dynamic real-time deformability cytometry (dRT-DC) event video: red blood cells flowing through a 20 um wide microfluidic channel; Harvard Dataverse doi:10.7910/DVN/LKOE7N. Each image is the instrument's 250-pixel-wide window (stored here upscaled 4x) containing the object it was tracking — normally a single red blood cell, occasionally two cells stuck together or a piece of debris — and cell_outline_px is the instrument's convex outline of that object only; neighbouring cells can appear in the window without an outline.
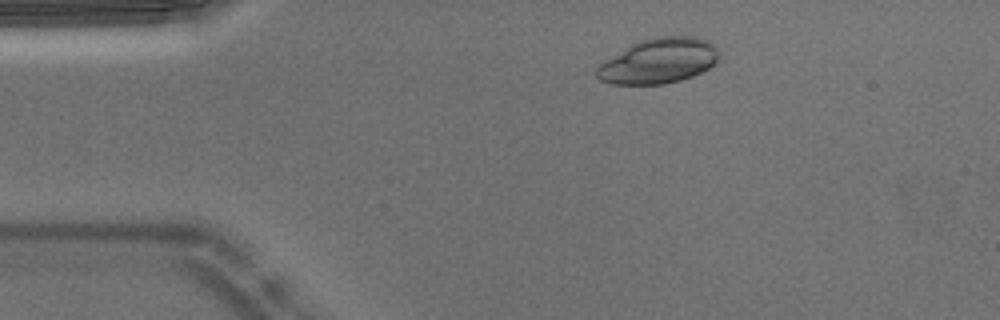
{"species": "Egyptian fruit bat (a non-hibernating species)", "species_latin": "Rousettus aegyptiacus", "temperature_condition": "warm", "stored_images_in_passage": 50, "camera_frame_rate_fps": 3000, "um_per_image_px": 0.085, "animal": {"sex": "male"}, "frame": {"image": 1, "passage_image": 7, "time_ms": 2.0, "image_size_px": [1000, 320], "cell_outline_px": [[720, 56], [708, 68], [692, 76], [680, 80], [664, 84], [612, 84], [600, 80], [596, 76], [596, 68], [604, 60], [632, 44], [640, 40], [656, 36], [692, 36], [708, 40], [720, 52]], "centroid_in_image_um": [55.97, 5.17], "position_along_channel_um": 29.0, "area_um2": 32.08}}
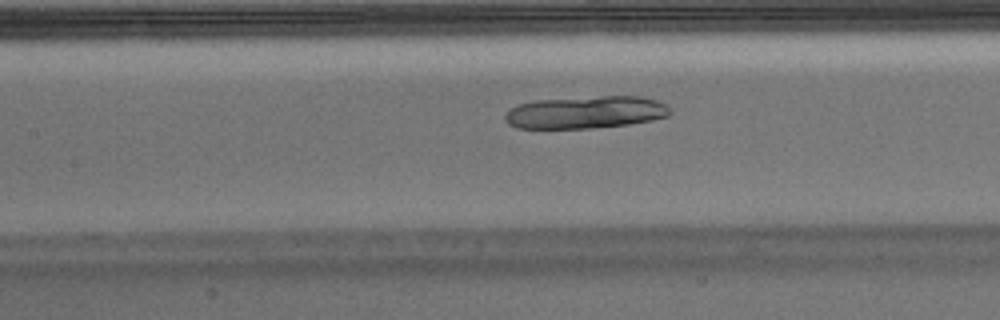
{"frame": {"image": 2, "passage_image": 21, "time_ms": 6.667, "image_size_px": [1000, 320], "cell_outline_px": [[672, 112], [668, 116], [652, 120], [628, 124], [592, 128], [516, 128], [508, 124], [504, 120], [504, 116], [508, 108], [520, 104], [536, 100], [600, 96], [644, 96], [668, 104], [672, 108]], "centroid_in_image_um": [49.81, 9.54], "position_along_channel_um": 157.6, "area_um2": 31.5}}
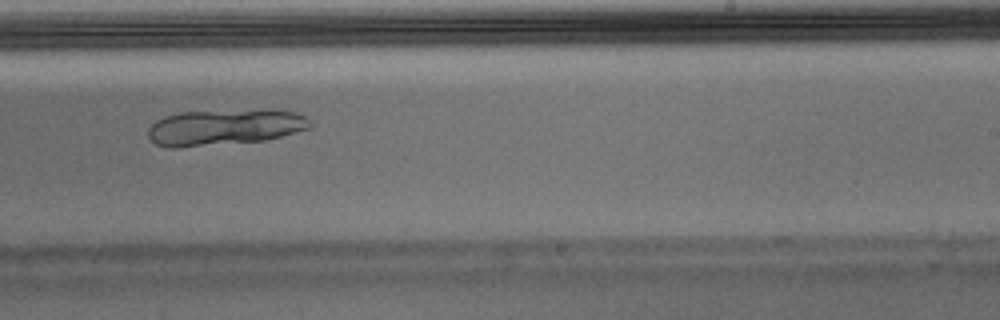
{"frame": {"image": 3, "passage_image": 30, "time_ms": 9.667, "image_size_px": [1000, 320], "cell_outline_px": [[312, 124], [308, 128], [280, 136], [264, 140], [176, 148], [168, 148], [156, 144], [148, 136], [148, 128], [156, 120], [164, 116], [180, 112], [256, 108], [276, 108], [300, 112]], "centroid_in_image_um": [19.1, 10.77], "position_along_channel_um": 269.9, "area_um2": 34.68}}